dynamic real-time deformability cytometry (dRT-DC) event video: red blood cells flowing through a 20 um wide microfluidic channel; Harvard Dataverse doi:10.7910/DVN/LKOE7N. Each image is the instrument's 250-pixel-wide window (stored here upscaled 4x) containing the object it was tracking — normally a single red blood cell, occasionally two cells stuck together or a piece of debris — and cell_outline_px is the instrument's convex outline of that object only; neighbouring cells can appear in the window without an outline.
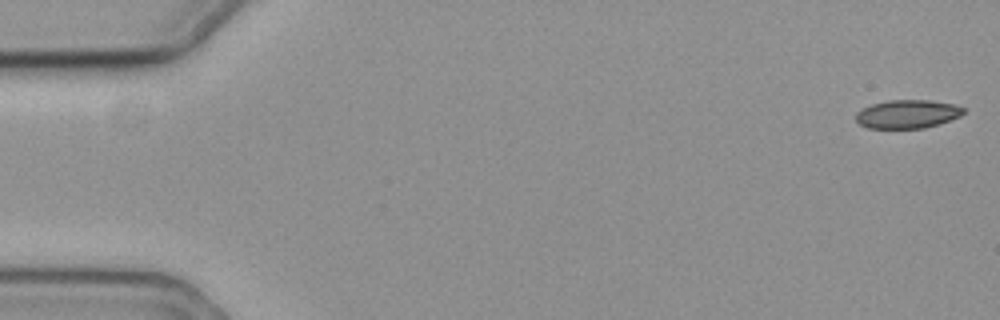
{"species": "common noctule bat (a hibernating species)", "species_latin": "Nyctalus noctula", "temperature_condition": "cold", "stored_images_in_passage": 58, "camera_frame_rate_fps": 3000, "um_per_image_px": 0.085, "animal": {"sex": "female", "body_mass_g": 19.3, "forearm_length_mm": 54.1}, "frame": {"image": 1, "passage_image": 1, "time_ms": 0.0, "image_size_px": [1000, 320], "cell_outline_px": [[964, 112], [960, 116], [924, 128], [868, 128], [860, 124], [856, 120], [856, 112], [872, 104], [888, 100], [928, 100], [952, 104], [964, 108]], "centroid_in_image_um": [77.1, 9.69], "position_along_channel_um": 7.9, "area_um2": 17.57}}
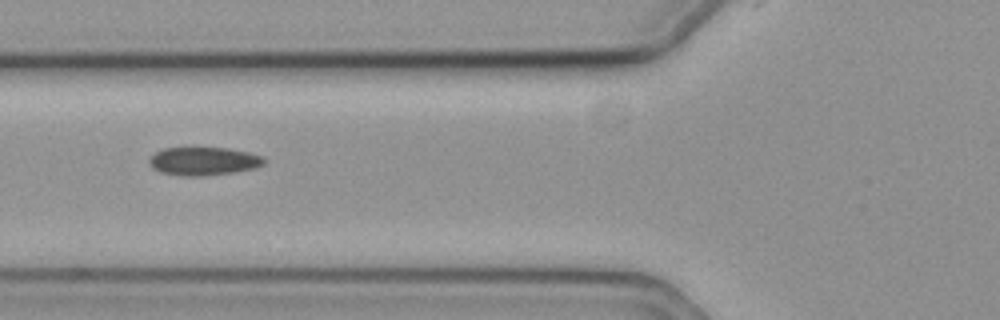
{"frame": {"image": 2, "passage_image": 22, "time_ms": 7.0, "image_size_px": [1000, 320], "cell_outline_px": [[268, 160], [264, 164], [256, 168], [232, 172], [204, 176], [184, 176], [160, 172], [152, 168], [148, 164], [148, 160], [156, 152], [164, 148], [192, 144], [228, 148], [248, 152], [264, 156]], "centroid_in_image_um": [17.29, 13.64], "position_along_channel_um": 108.5, "area_um2": 19.94}}
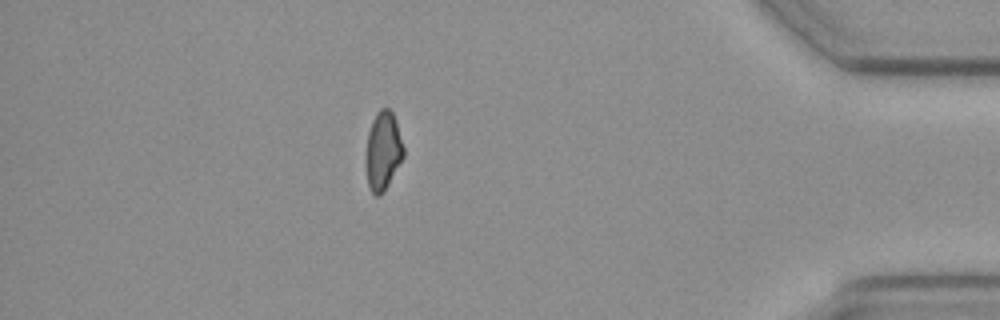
{"frame": {"image": 3, "passage_image": 51, "time_ms": 16.667, "image_size_px": [1000, 320], "cell_outline_px": [[404, 156], [384, 192], [380, 196], [376, 196], [372, 192], [368, 184], [364, 164], [364, 156], [368, 132], [372, 120], [376, 112], [380, 108], [388, 108], [392, 112], [396, 120], [404, 148]], "centroid_in_image_um": [32.53, 12.83], "position_along_channel_um": 402.7, "area_um2": 17.63}, "authors_computed_cell_mechanics": {"area_um2": 18.6405, "velocity_mm_per_s": 3.5244, "shape_relaxation_time_tau1_ms": null, "shape_relaxation_time_tau2_ms": 9.1844, "deformation_change_tau1": null, "deformation_change_tau2": 0.1253}}